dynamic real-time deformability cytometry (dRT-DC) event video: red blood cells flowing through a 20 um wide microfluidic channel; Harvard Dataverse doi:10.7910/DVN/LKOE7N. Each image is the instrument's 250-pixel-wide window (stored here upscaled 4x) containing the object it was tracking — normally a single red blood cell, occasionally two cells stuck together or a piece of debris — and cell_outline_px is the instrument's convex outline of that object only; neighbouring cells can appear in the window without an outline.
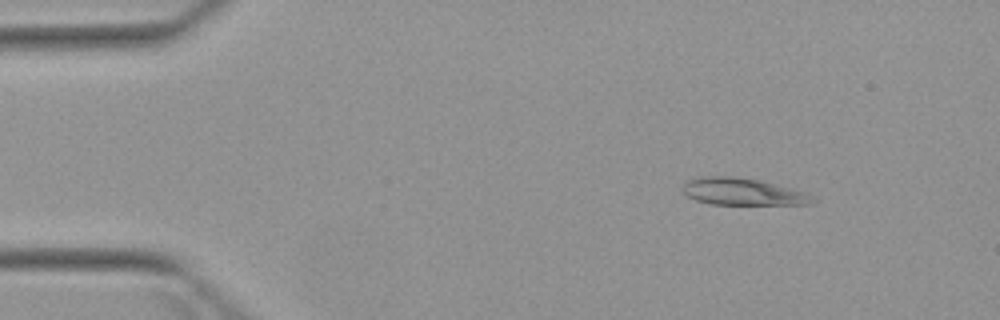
{"species": "Egyptian fruit bat (a non-hibernating species)", "species_latin": "Rousettus aegyptiacus", "temperature_condition": "warm", "stored_images_in_passage": 4, "camera_frame_rate_fps": 3000, "um_per_image_px": 0.085, "animal": {"sex": "female"}, "frame": {"image": 1, "passage_image": 1, "time_ms": 0.0, "image_size_px": [1000, 320], "cell_outline_px": [[816, 200], [812, 204], [712, 204], [696, 200], [688, 196], [680, 188], [688, 180], [700, 176], [732, 176], [760, 180], [808, 192]], "centroid_in_image_um": [63.14, 16.28], "position_along_channel_um": 21.9, "area_um2": 20.52}}
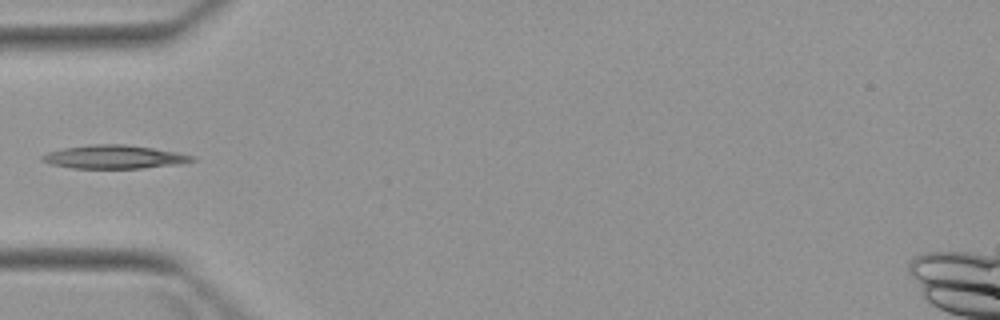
{"frame": {"image": 2, "passage_image": 4, "time_ms": 3.333, "image_size_px": [1000, 320], "cell_outline_px": [[196, 160], [180, 164], [140, 168], [72, 168], [52, 164], [40, 160], [40, 156], [48, 152], [64, 148], [88, 144], [124, 144], [152, 148], [176, 152], [196, 156]], "centroid_in_image_um": [9.7, 13.33], "position_along_channel_um": 75.3, "area_um2": 20.46}}